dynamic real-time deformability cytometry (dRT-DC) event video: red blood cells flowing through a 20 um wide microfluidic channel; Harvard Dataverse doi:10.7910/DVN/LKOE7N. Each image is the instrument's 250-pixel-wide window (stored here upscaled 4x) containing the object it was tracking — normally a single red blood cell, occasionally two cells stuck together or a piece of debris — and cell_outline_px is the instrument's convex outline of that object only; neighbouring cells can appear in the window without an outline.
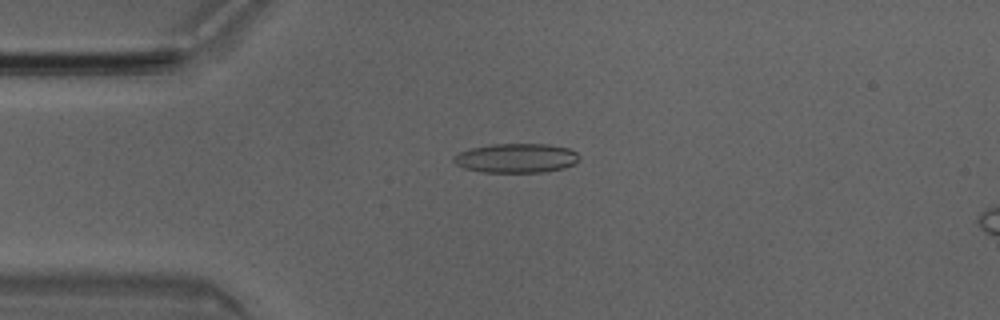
{"species": "Egyptian fruit bat (a non-hibernating species)", "species_latin": "Rousettus aegyptiacus", "temperature_condition": "room temperature", "stored_images_in_passage": 49, "camera_frame_rate_fps": 3000, "um_per_image_px": 0.085, "animal": {"sex": "male"}, "frame": {"image": 1, "passage_image": 12, "time_ms": 3.667, "image_size_px": [1000, 320], "cell_outline_px": [[580, 160], [564, 168], [540, 172], [480, 172], [464, 168], [456, 164], [452, 160], [452, 156], [460, 152], [472, 148], [492, 144], [548, 144], [568, 148], [576, 152], [580, 156]], "centroid_in_image_um": [43.87, 13.44], "position_along_channel_um": 41.1, "area_um2": 21.44}}
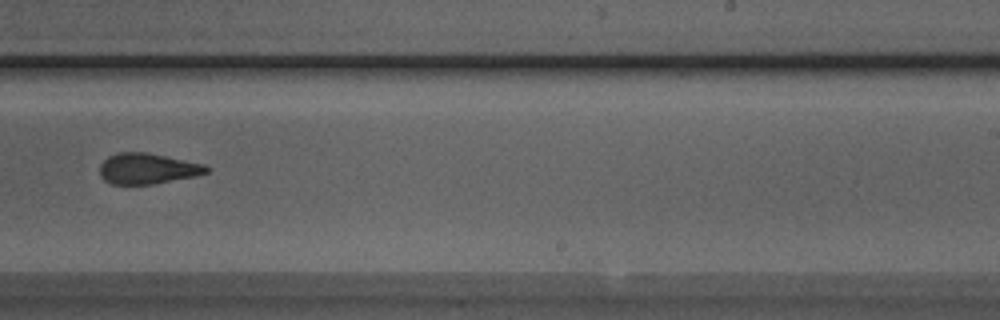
{"frame": {"image": 2, "passage_image": 31, "time_ms": 10.0, "image_size_px": [1000, 320], "cell_outline_px": [[212, 168], [208, 172], [196, 176], [156, 184], [112, 184], [104, 180], [100, 176], [100, 164], [108, 156], [116, 152], [148, 152], [204, 164]], "centroid_in_image_um": [12.55, 14.33], "position_along_channel_um": 276.4, "area_um2": 19.36}}
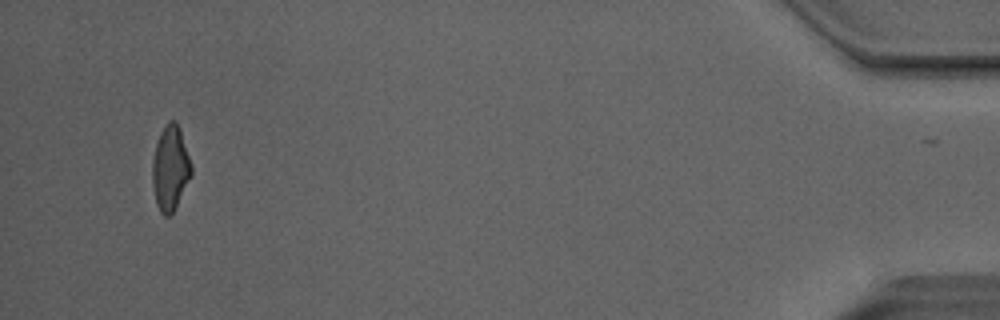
{"frame": {"image": 3, "passage_image": 48, "time_ms": 15.667, "image_size_px": [1000, 320], "cell_outline_px": [[192, 172], [176, 208], [168, 216], [164, 216], [160, 212], [156, 204], [152, 184], [152, 160], [156, 144], [160, 132], [168, 120], [176, 120], [180, 128], [192, 164]], "centroid_in_image_um": [14.47, 14.27], "position_along_channel_um": 420.7, "area_um2": 19.42}, "authors_computed_cell_mechanics": {"area_um2": 20.23, "velocity_mm_per_s": 4.0619, "shape_relaxation_time_tau1_ms": null, "shape_relaxation_time_tau2_ms": 2.16, "deformation_change_tau1": null, "deformation_change_tau2": 0.1156}}